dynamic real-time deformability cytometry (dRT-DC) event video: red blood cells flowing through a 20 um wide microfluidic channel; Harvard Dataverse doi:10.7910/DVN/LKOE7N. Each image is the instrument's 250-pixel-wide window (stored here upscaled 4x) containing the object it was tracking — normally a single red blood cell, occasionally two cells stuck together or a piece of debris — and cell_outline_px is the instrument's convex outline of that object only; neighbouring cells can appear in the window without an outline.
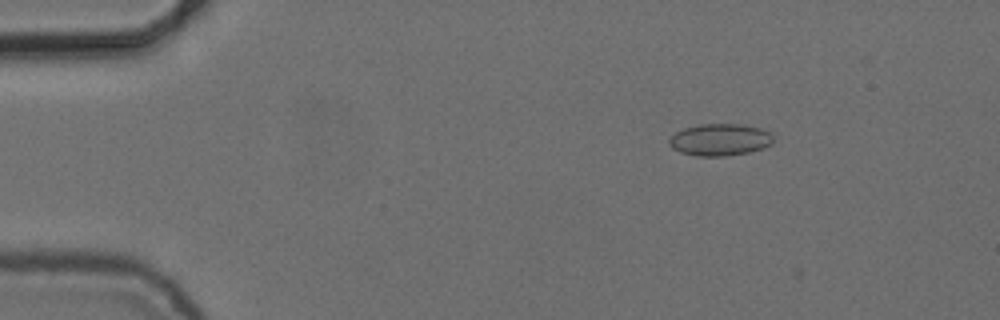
{"species": "common noctule bat (a hibernating species)", "species_latin": "Nyctalus noctula", "temperature_condition": "cold", "stored_images_in_passage": 27, "camera_frame_rate_fps": 3000, "um_per_image_px": 0.085, "animal": {"sex": "female", "body_mass_g": 24.6, "forearm_length_mm": 56.2}, "frame": {"image": 1, "passage_image": 2, "time_ms": 0.333, "image_size_px": [1000, 320], "cell_outline_px": [[772, 144], [764, 148], [748, 152], [724, 156], [696, 156], [680, 152], [672, 148], [668, 144], [668, 140], [676, 132], [684, 128], [696, 124], [744, 124], [760, 128], [768, 132], [772, 136]], "centroid_in_image_um": [61.17, 11.87], "position_along_channel_um": 23.8, "area_um2": 19.48}}
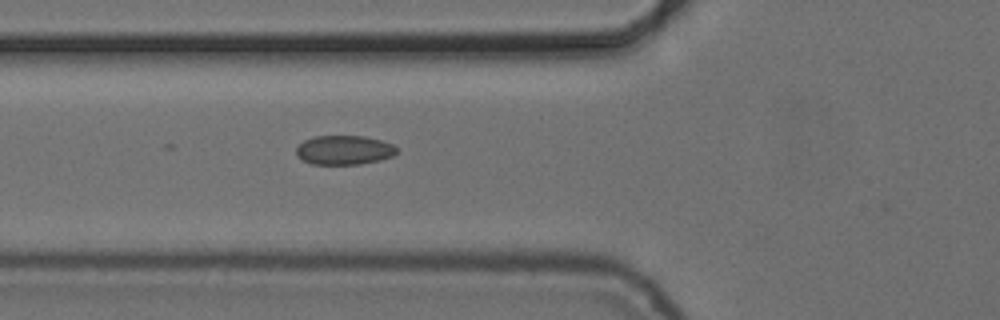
{"frame": {"image": 2, "passage_image": 14, "time_ms": 4.333, "image_size_px": [1000, 320], "cell_outline_px": [[400, 152], [392, 156], [380, 160], [360, 164], [312, 164], [296, 156], [296, 148], [304, 140], [312, 136], [364, 136], [380, 140], [392, 144], [400, 148]], "centroid_in_image_um": [29.28, 12.75], "position_along_channel_um": 96.5, "area_um2": 17.28}}
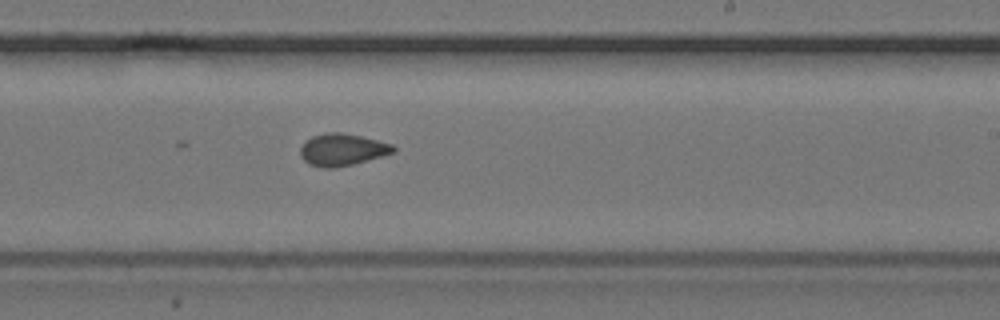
{"frame": {"image": 3, "passage_image": 27, "time_ms": 8.667, "image_size_px": [1000, 320], "cell_outline_px": [[396, 152], [352, 164], [332, 168], [324, 168], [308, 164], [300, 156], [300, 148], [312, 136], [328, 132], [340, 132], [360, 136], [392, 144], [396, 148]], "centroid_in_image_um": [29.09, 12.72], "position_along_channel_um": 259.9, "area_um2": 17.17}}